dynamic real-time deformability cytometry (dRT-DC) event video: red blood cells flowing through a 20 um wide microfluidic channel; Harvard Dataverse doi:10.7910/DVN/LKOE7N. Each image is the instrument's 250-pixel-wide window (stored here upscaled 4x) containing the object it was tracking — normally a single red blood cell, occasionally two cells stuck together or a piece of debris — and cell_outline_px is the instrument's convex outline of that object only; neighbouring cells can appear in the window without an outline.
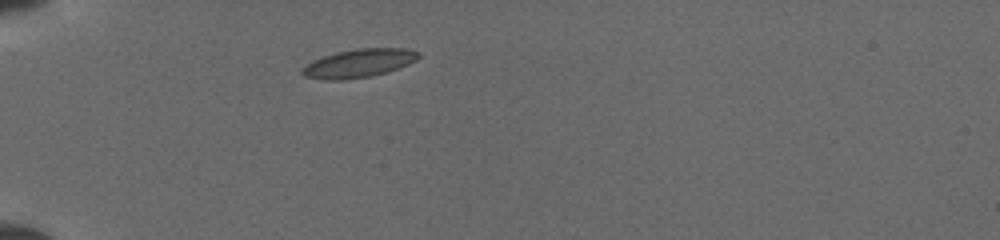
{"species": "common noctule bat (a hibernating species)", "species_latin": "Nyctalus noctula", "temperature_condition": "cold", "stored_images_in_passage": 6, "camera_frame_rate_fps": 3000, "um_per_image_px": 0.085, "animal": {"sex": "female", "body_mass_g": 19.5, "forearm_length_mm": 54.1}, "frame": {"image": 1, "passage_image": 1, "time_ms": 0.0, "image_size_px": [1000, 240], "cell_outline_px": [[420, 56], [416, 60], [408, 64], [388, 72], [372, 76], [344, 80], [328, 80], [304, 76], [300, 72], [300, 68], [324, 56], [336, 52], [360, 48], [408, 48], [420, 52]], "centroid_in_image_um": [30.53, 5.38], "position_along_channel_um": 54.5, "area_um2": 19.25}}
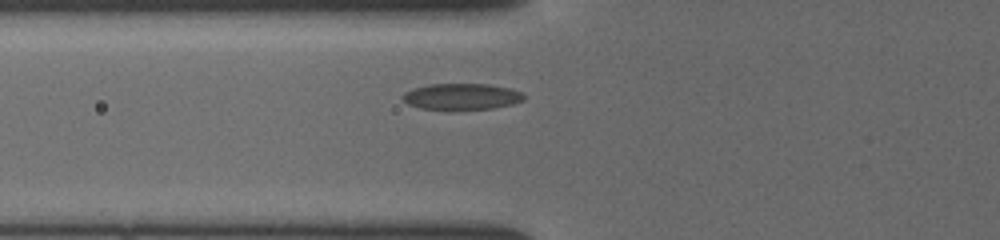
{"frame": {"image": 2, "passage_image": 6, "time_ms": 1.333, "image_size_px": [1000, 240], "cell_outline_px": [[524, 100], [512, 104], [492, 108], [420, 108], [408, 104], [400, 96], [404, 92], [428, 84], [488, 84], [508, 88], [524, 92]], "centroid_in_image_um": [39.25, 8.18], "position_along_channel_um": 86.5, "area_um2": 18.09}}